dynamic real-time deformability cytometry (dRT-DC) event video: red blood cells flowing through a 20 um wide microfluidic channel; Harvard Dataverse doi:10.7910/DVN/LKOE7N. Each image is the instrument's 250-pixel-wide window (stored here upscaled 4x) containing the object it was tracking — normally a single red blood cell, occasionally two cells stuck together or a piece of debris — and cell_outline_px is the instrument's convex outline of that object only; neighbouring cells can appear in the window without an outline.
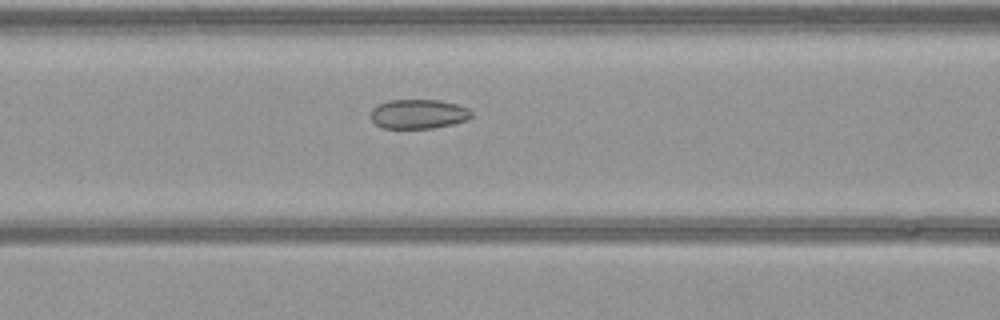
{"species": "common noctule bat (a hibernating species)", "species_latin": "Nyctalus noctula", "temperature_condition": "warm", "stored_images_in_passage": 37, "camera_frame_rate_fps": 3000, "um_per_image_px": 0.085, "animal": {"sex": "female", "body_mass_g": 21.9}, "frame": {"image": 1, "passage_image": 15, "time_ms": 4.667, "image_size_px": [1000, 320], "cell_outline_px": [[472, 116], [468, 120], [452, 124], [432, 128], [384, 128], [376, 124], [368, 116], [372, 108], [388, 100], [440, 100], [456, 104], [468, 108], [472, 112]], "centroid_in_image_um": [35.56, 9.69], "position_along_channel_um": 131.0, "area_um2": 17.34}}
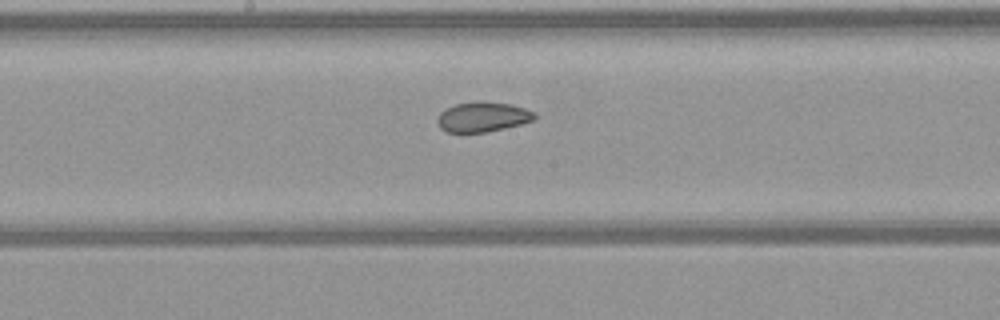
{"frame": {"image": 2, "passage_image": 21, "time_ms": 6.667, "image_size_px": [1000, 320], "cell_outline_px": [[536, 120], [488, 132], [448, 132], [440, 128], [436, 120], [440, 112], [456, 104], [476, 100], [484, 100], [512, 104], [536, 112]], "centroid_in_image_um": [41.06, 9.92], "position_along_channel_um": 207.1, "area_um2": 17.22}}
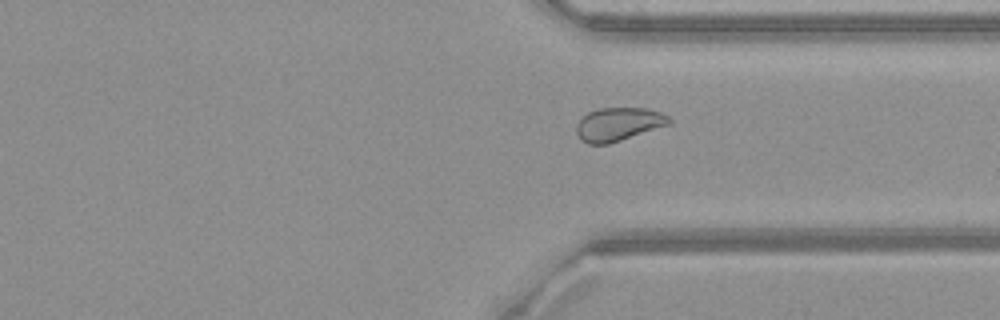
{"frame": {"image": 3, "passage_image": 33, "time_ms": 10.667, "image_size_px": [1000, 320], "cell_outline_px": [[672, 124], [608, 144], [588, 144], [580, 140], [576, 132], [576, 124], [588, 112], [600, 108], [648, 108], [660, 112], [668, 116], [672, 120]], "centroid_in_image_um": [52.58, 10.56], "position_along_channel_um": 358.8, "area_um2": 18.15}}